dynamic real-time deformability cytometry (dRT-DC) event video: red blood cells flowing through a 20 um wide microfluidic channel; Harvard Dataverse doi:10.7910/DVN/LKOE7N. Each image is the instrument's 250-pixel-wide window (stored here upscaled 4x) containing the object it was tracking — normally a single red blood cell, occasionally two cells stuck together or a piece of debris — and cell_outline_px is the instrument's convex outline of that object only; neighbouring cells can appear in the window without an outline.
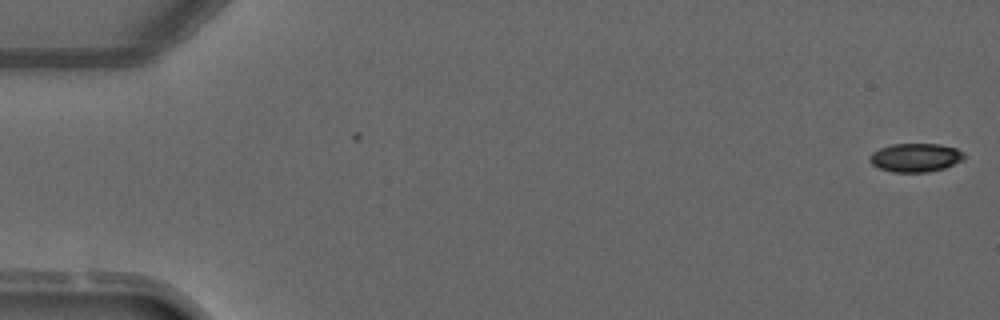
{"species": "common noctule bat (a hibernating species)", "species_latin": "Nyctalus noctula", "temperature_condition": "warm", "stored_images_in_passage": 4, "camera_frame_rate_fps": 3000, "um_per_image_px": 0.085, "animal": {"sex": "male", "forearm_length_mm": 52.5}, "frame": {"image": 1, "passage_image": 1, "time_ms": 0.0, "image_size_px": [1000, 320], "cell_outline_px": [[964, 160], [944, 168], [928, 172], [892, 172], [876, 168], [868, 160], [868, 156], [872, 152], [880, 148], [892, 144], [940, 144], [956, 148], [964, 152]], "centroid_in_image_um": [77.79, 13.4], "position_along_channel_um": 7.2, "area_um2": 15.95}}
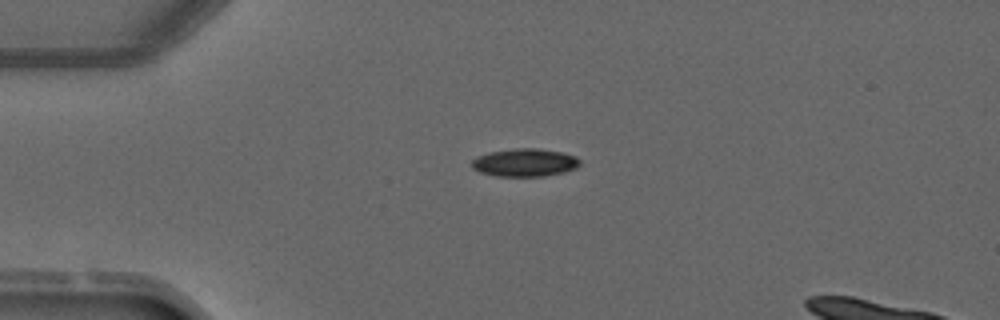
{"frame": {"image": 2, "passage_image": 3, "time_ms": 3.333, "image_size_px": [1000, 320], "cell_outline_px": [[580, 164], [576, 168], [564, 172], [544, 176], [496, 176], [480, 172], [472, 168], [472, 160], [476, 156], [488, 152], [516, 148], [540, 148], [564, 152], [576, 156], [580, 160]], "centroid_in_image_um": [44.62, 13.81], "position_along_channel_um": 40.4, "area_um2": 17.8}}
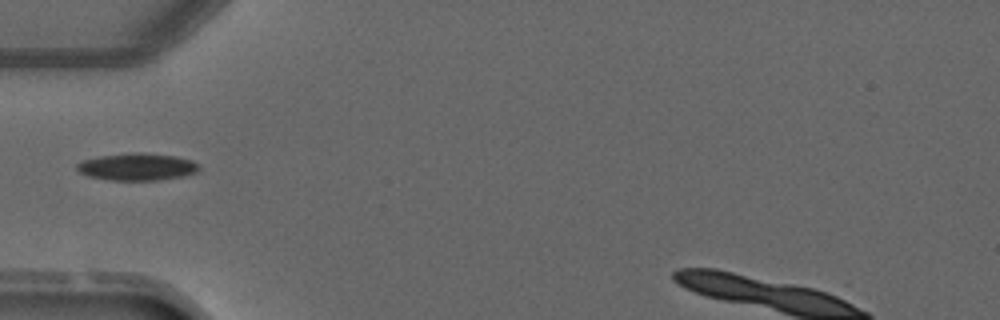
{"frame": {"image": 3, "passage_image": 4, "time_ms": 4.667, "image_size_px": [1000, 320], "cell_outline_px": [[200, 168], [196, 172], [184, 176], [156, 180], [108, 180], [88, 176], [80, 172], [76, 168], [76, 164], [84, 160], [100, 156], [136, 152], [140, 152], [176, 156], [192, 160], [200, 164]], "centroid_in_image_um": [11.68, 14.18], "position_along_channel_um": 73.3, "area_um2": 19.36}}